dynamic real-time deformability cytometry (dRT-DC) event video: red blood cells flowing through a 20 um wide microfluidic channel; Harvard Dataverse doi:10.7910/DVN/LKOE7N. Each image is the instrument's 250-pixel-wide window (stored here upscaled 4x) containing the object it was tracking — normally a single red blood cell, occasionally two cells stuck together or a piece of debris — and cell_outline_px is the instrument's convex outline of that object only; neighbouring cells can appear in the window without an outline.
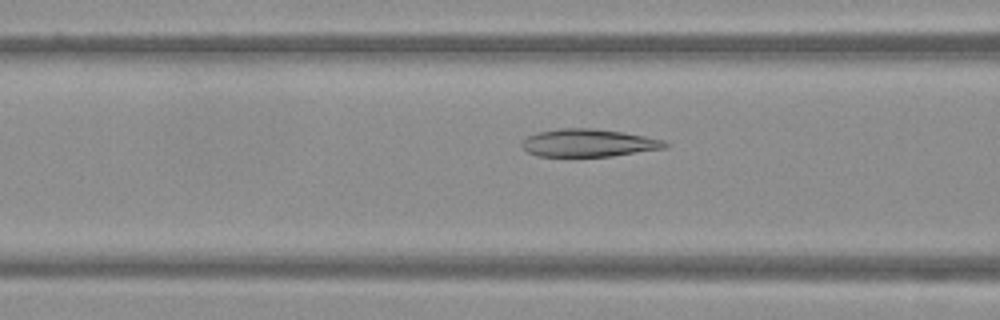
{"species": "Egyptian fruit bat (a non-hibernating species)", "species_latin": "Rousettus aegyptiacus", "temperature_condition": "warm", "stored_images_in_passage": 46, "camera_frame_rate_fps": 3000, "um_per_image_px": 0.085, "frame": {"image": 1, "passage_image": 16, "time_ms": 5.0, "image_size_px": [1000, 320], "cell_outline_px": [[668, 148], [612, 156], [536, 156], [528, 152], [520, 144], [528, 136], [540, 132], [560, 128], [592, 128], [620, 132], [644, 136], [664, 140], [668, 144]], "centroid_in_image_um": [50.05, 12.15], "position_along_channel_um": 116.6, "area_um2": 22.95}}
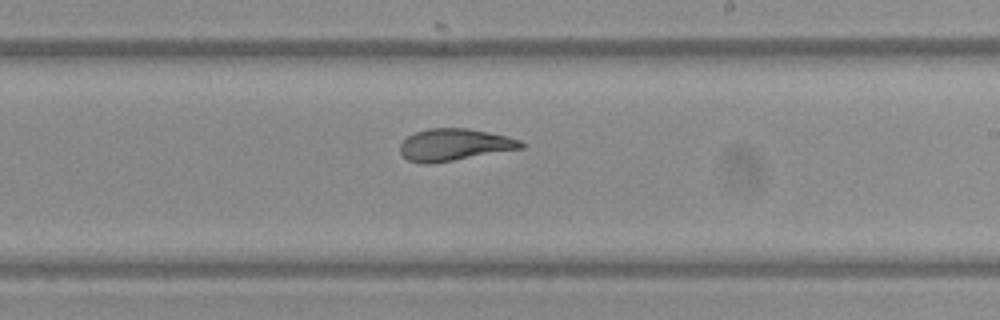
{"frame": {"image": 2, "passage_image": 26, "time_ms": 8.333, "image_size_px": [1000, 320], "cell_outline_px": [[524, 148], [428, 164], [424, 164], [408, 160], [400, 152], [400, 144], [408, 136], [416, 132], [428, 128], [468, 128], [488, 132], [520, 140], [524, 144]], "centroid_in_image_um": [38.6, 12.3], "position_along_channel_um": 250.4, "area_um2": 22.25}}
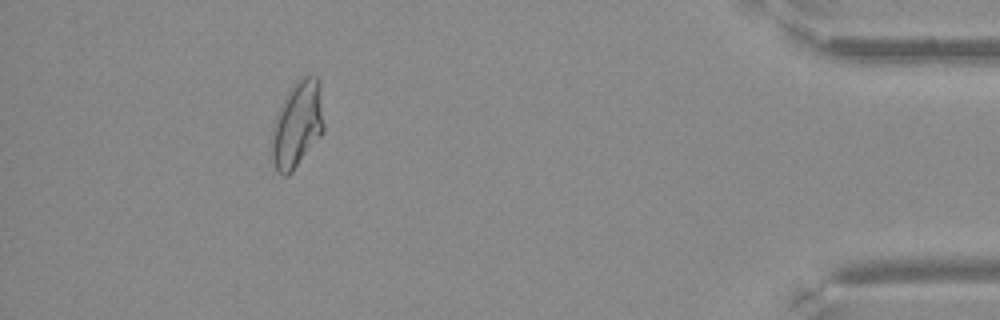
{"frame": {"image": 3, "passage_image": 42, "time_ms": 13.667, "image_size_px": [1000, 320], "cell_outline_px": [[324, 132], [292, 172], [288, 176], [284, 176], [276, 172], [272, 160], [272, 124], [284, 96], [296, 80], [304, 76], [316, 76], [320, 84], [324, 124]], "centroid_in_image_um": [25.26, 10.58], "position_along_channel_um": 409.9, "area_um2": 26.53}}